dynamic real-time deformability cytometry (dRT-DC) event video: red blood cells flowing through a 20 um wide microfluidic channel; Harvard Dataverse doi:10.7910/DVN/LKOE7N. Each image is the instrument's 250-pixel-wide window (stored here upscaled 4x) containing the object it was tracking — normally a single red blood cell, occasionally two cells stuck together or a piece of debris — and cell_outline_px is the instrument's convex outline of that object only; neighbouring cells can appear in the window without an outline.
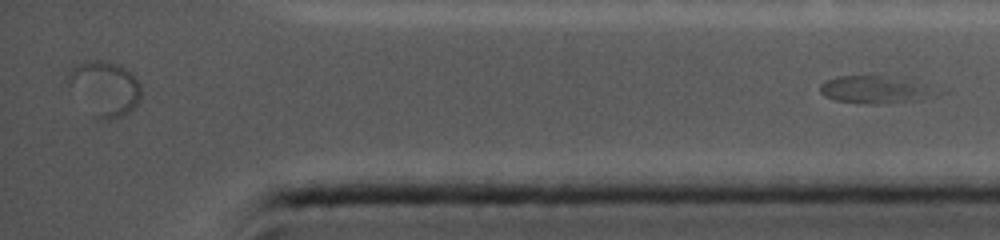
{"species": "common noctule bat (a hibernating species)", "species_latin": "Nyctalus noctula", "temperature_condition": "cold", "stored_images_in_passage": 21, "segment_of_instrument_passage": [2, 2], "camera_frame_rate_fps": 5000, "um_per_image_px": 0.085, "animal": {"sex": "female", "body_mass_g": 19.0, "forearm_length_mm": 56.7}, "frame": {"image": 1, "passage_image": 21, "time_ms": 10.2, "image_size_px": [1000, 240], "cell_outline_px": [[948, 88], [940, 96], [912, 100], [880, 104], [868, 104], [836, 100], [824, 96], [820, 92], [820, 84], [824, 80], [836, 76], [912, 76]], "centroid_in_image_um": [74.72, 7.57], "position_along_channel_um": 360.5, "area_um2": 20.35}}